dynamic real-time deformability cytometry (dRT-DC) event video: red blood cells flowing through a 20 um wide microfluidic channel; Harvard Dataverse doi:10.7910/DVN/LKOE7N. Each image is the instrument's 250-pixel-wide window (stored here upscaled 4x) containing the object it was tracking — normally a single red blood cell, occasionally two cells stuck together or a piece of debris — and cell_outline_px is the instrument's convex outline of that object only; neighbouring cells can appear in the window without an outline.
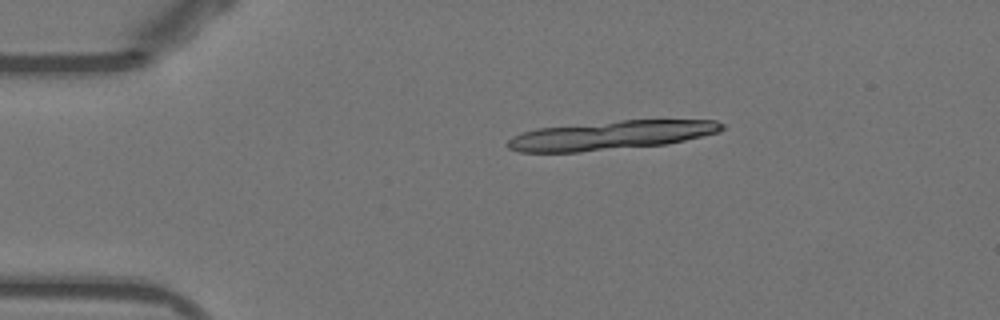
{"species": "Egyptian fruit bat (a non-hibernating species)", "species_latin": "Rousettus aegyptiacus", "temperature_condition": "warm", "stored_images_in_passage": 16, "segment_of_instrument_passage": [1, 2], "camera_frame_rate_fps": 3000, "um_per_image_px": 0.085, "animal": {"sex": "female"}, "frame": {"image": 1, "passage_image": 1, "time_ms": 0.0, "image_size_px": [1000, 320], "cell_outline_px": [[724, 128], [720, 132], [668, 144], [580, 152], [520, 152], [508, 148], [504, 144], [512, 136], [520, 132], [536, 128], [620, 120], [716, 120], [724, 124]], "centroid_in_image_um": [51.9, 11.5], "position_along_channel_um": 33.1, "area_um2": 36.41}}